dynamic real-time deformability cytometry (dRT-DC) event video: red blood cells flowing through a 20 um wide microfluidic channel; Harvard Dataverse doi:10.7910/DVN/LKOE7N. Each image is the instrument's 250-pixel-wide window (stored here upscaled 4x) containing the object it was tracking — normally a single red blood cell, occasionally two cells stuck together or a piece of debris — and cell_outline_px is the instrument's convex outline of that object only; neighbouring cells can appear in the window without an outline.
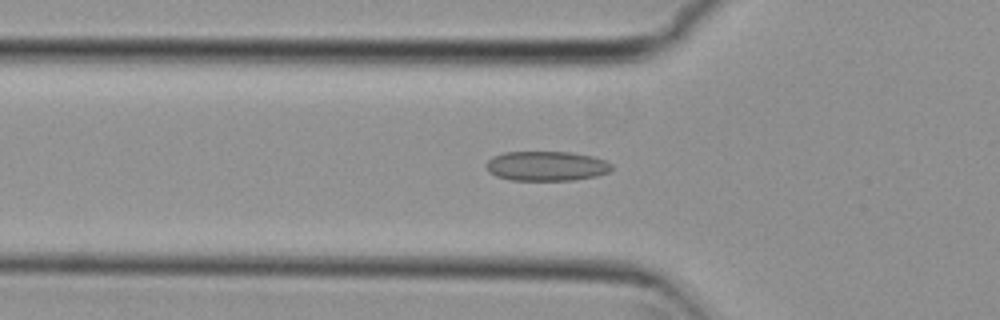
{"species": "common noctule bat (a hibernating species)", "species_latin": "Nyctalus noctula", "temperature_condition": "cold", "stored_images_in_passage": 37, "camera_frame_rate_fps": 3000, "um_per_image_px": 0.085, "animal": {"sex": "female", "body_mass_g": 29.2, "forearm_length_mm": 56.3}, "frame": {"image": 1, "passage_image": 5, "time_ms": 1.333, "image_size_px": [1000, 320], "cell_outline_px": [[612, 168], [608, 172], [596, 176], [572, 180], [512, 180], [496, 176], [488, 172], [488, 160], [492, 156], [504, 152], [572, 152], [592, 156], [604, 160], [612, 164]], "centroid_in_image_um": [46.45, 14.11], "position_along_channel_um": 79.3, "area_um2": 21.62}}
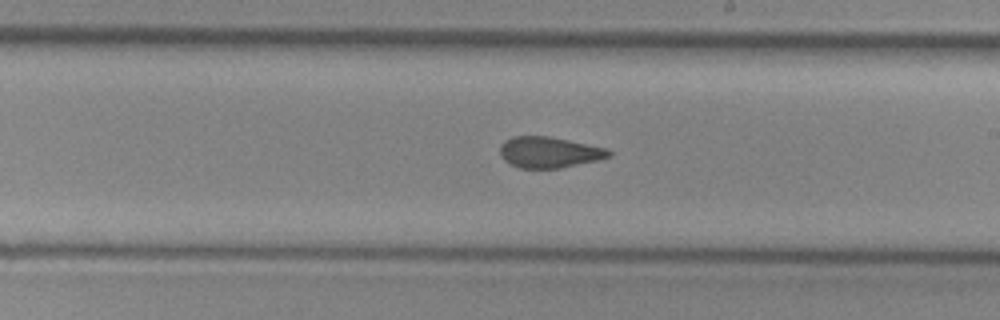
{"frame": {"image": 2, "passage_image": 18, "time_ms": 5.667, "image_size_px": [1000, 320], "cell_outline_px": [[612, 156], [596, 160], [560, 168], [520, 168], [508, 164], [500, 156], [500, 144], [504, 140], [512, 136], [548, 136], [608, 148], [612, 152]], "centroid_in_image_um": [46.64, 12.94], "position_along_channel_um": 242.4, "area_um2": 19.77}}
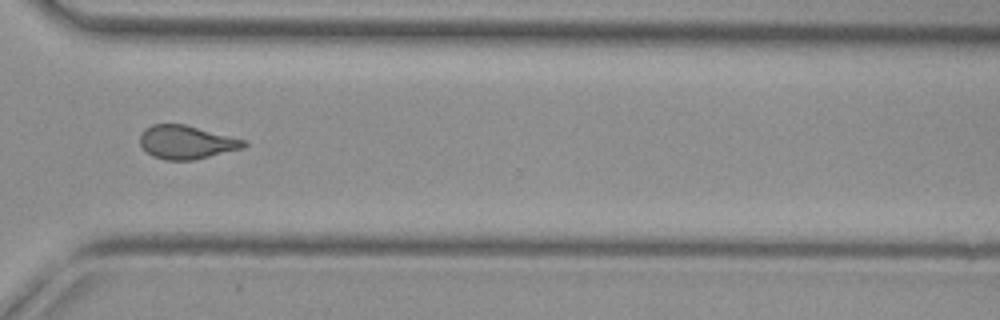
{"frame": {"image": 3, "passage_image": 27, "time_ms": 8.667, "image_size_px": [1000, 320], "cell_outline_px": [[248, 144], [244, 148], [192, 160], [164, 160], [152, 156], [140, 144], [140, 136], [144, 128], [152, 124], [184, 124], [244, 140]], "centroid_in_image_um": [15.82, 12.09], "position_along_channel_um": 354.8, "area_um2": 20.06}, "authors_computed_cell_mechanics": {"area_um2": 20.23, "velocity_mm_per_s": 3.7437, "shape_relaxation_time_tau1_ms": null, "shape_relaxation_time_tau2_ms": 1.6475, "deformation_change_tau1": null, "deformation_change_tau2": 0.0832}}